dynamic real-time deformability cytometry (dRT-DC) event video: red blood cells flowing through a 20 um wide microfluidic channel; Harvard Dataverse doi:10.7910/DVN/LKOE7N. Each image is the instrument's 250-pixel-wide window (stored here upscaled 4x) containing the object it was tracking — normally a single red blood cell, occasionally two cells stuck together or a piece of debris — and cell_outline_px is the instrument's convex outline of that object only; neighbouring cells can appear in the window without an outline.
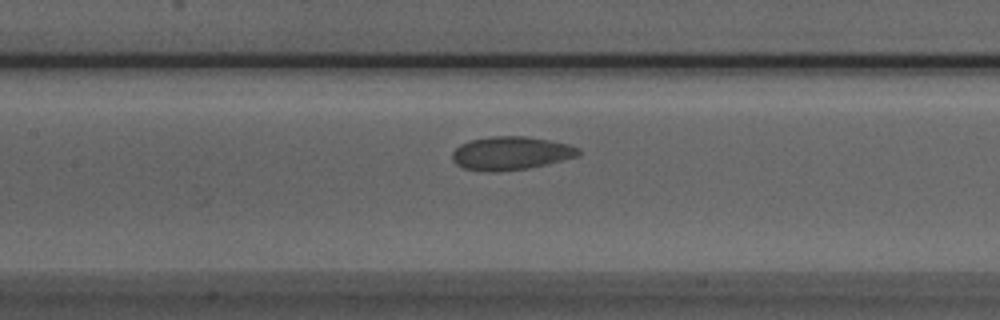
{"species": "Egyptian fruit bat (a non-hibernating species)", "species_latin": "Rousettus aegyptiacus", "temperature_condition": "room temperature", "stored_images_in_passage": 40, "camera_frame_rate_fps": 3000, "um_per_image_px": 0.085, "animal": {"sex": "male"}, "frame": {"image": 1, "passage_image": 11, "time_ms": 3.333, "image_size_px": [1000, 320], "cell_outline_px": [[580, 156], [528, 168], [496, 172], [492, 172], [464, 168], [456, 164], [452, 160], [452, 152], [460, 144], [468, 140], [492, 136], [524, 136], [548, 140], [568, 144], [580, 148]], "centroid_in_image_um": [43.41, 13.02], "position_along_channel_um": 164.0, "area_um2": 24.57}}
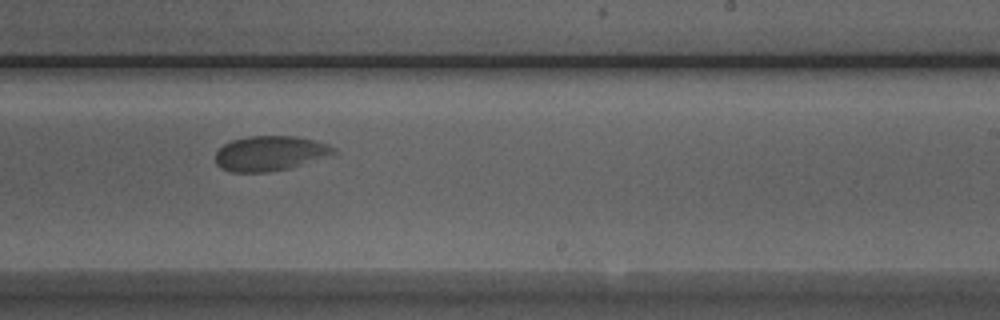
{"frame": {"image": 2, "passage_image": 19, "time_ms": 6.0, "image_size_px": [1000, 320], "cell_outline_px": [[340, 152], [336, 156], [288, 168], [268, 172], [232, 172], [220, 168], [216, 164], [216, 152], [224, 144], [232, 140], [248, 136], [296, 136], [316, 140], [328, 144], [336, 148]], "centroid_in_image_um": [23.05, 13.03], "position_along_channel_um": 265.9, "area_um2": 24.57}}
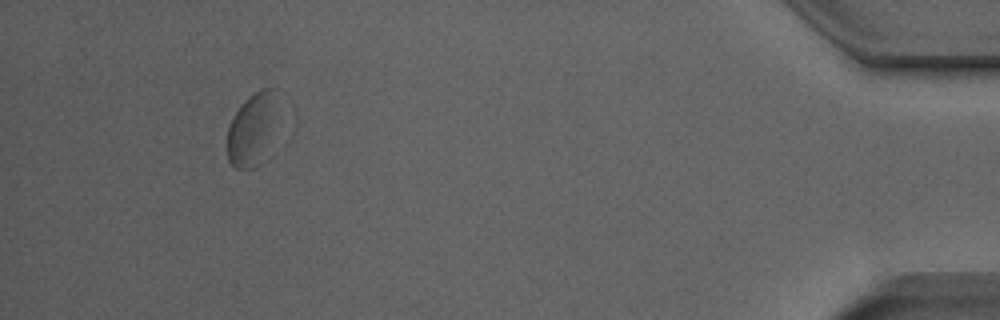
{"frame": {"image": 3, "passage_image": 36, "time_ms": 11.667, "image_size_px": [1000, 320], "cell_outline_px": [[280, 88], [252, 168], [236, 168], [228, 160], [228, 128], [240, 104], [248, 96], [264, 88]], "centroid_in_image_um": [21.26, 10.81], "position_along_channel_um": 413.9, "area_um2": 18.15}, "authors_computed_cell_mechanics": {"area_um2": 24.7962, "velocity_mm_per_s": 3.841, "shape_relaxation_time_tau1_ms": 4.1768, "shape_relaxation_time_tau2_ms": 0.8232, "deformation_change_tau1": 0.0955, "deformation_change_tau2": 0.0488}}